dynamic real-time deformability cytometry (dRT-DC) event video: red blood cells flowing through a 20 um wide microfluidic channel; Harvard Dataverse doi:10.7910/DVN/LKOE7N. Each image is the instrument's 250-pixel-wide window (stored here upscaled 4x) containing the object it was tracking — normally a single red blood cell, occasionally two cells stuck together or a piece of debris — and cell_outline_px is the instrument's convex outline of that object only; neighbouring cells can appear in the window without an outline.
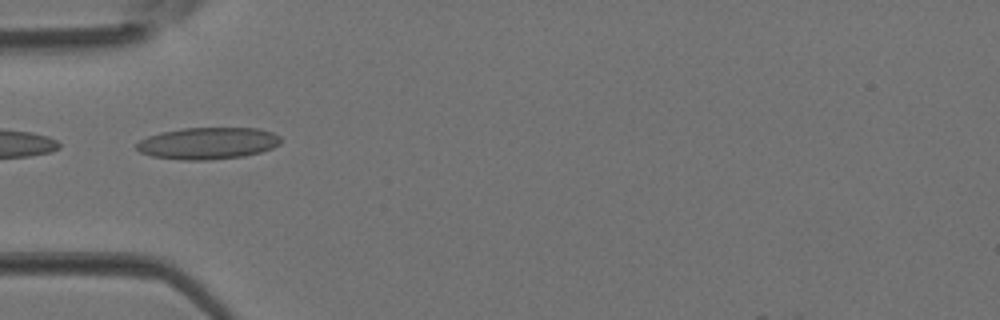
{"species": "Egyptian fruit bat (a non-hibernating species)", "species_latin": "Rousettus aegyptiacus", "temperature_condition": "room temperature", "stored_images_in_passage": 2, "camera_frame_rate_fps": 3000, "um_per_image_px": 0.085, "animal": {"sex": "female"}, "frame": {"image": 1, "passage_image": 2, "time_ms": 0.333, "image_size_px": [1000, 320], "cell_outline_px": [[280, 144], [272, 148], [260, 152], [244, 156], [208, 160], [180, 160], [152, 156], [140, 152], [136, 148], [136, 144], [140, 140], [148, 136], [160, 132], [184, 128], [260, 128], [272, 132], [280, 136]], "centroid_in_image_um": [17.67, 12.18], "position_along_channel_um": 67.3, "area_um2": 26.82}}